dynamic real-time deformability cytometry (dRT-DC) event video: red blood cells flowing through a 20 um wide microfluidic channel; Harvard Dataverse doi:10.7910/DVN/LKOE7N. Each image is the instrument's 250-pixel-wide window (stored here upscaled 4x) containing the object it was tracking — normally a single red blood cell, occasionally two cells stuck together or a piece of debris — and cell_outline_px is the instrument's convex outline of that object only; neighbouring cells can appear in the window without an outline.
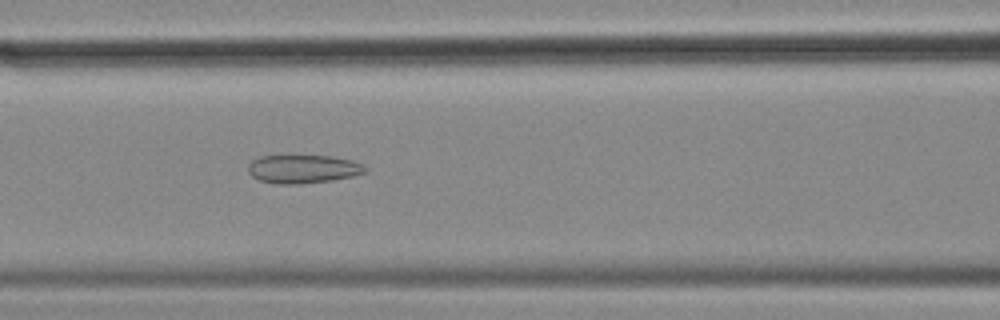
{"species": "common noctule bat (a hibernating species)", "species_latin": "Nyctalus noctula", "temperature_condition": "cold", "stored_images_in_passage": 54, "camera_frame_rate_fps": 3000, "um_per_image_px": 0.085, "animal": {"sex": "female", "body_mass_g": 18.4}, "frame": {"image": 1, "passage_image": 23, "time_ms": 7.333, "image_size_px": [1000, 320], "cell_outline_px": [[368, 172], [352, 176], [332, 180], [296, 184], [276, 184], [260, 180], [252, 176], [248, 172], [248, 164], [252, 160], [260, 156], [332, 156], [352, 160], [364, 164], [368, 168]], "centroid_in_image_um": [25.79, 14.36], "position_along_channel_um": 140.8, "area_um2": 19.48}}
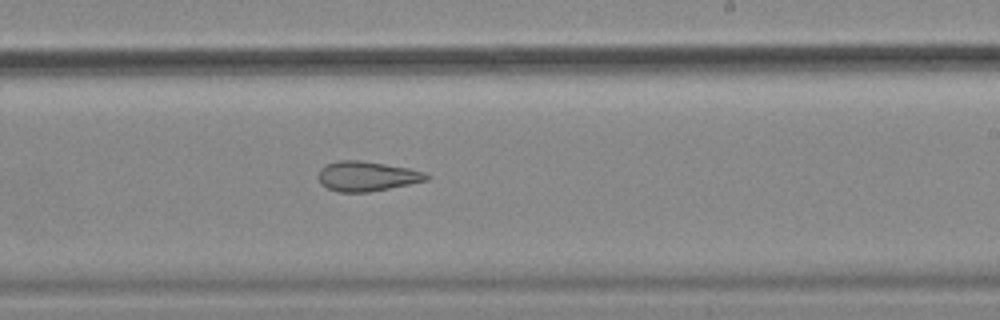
{"frame": {"image": 2, "passage_image": 33, "time_ms": 10.667, "image_size_px": [1000, 320], "cell_outline_px": [[432, 176], [428, 180], [368, 192], [340, 192], [328, 188], [320, 184], [316, 176], [320, 168], [324, 164], [336, 160], [360, 160], [408, 168], [424, 172]], "centroid_in_image_um": [31.12, 14.97], "position_along_channel_um": 257.9, "area_um2": 18.9}}
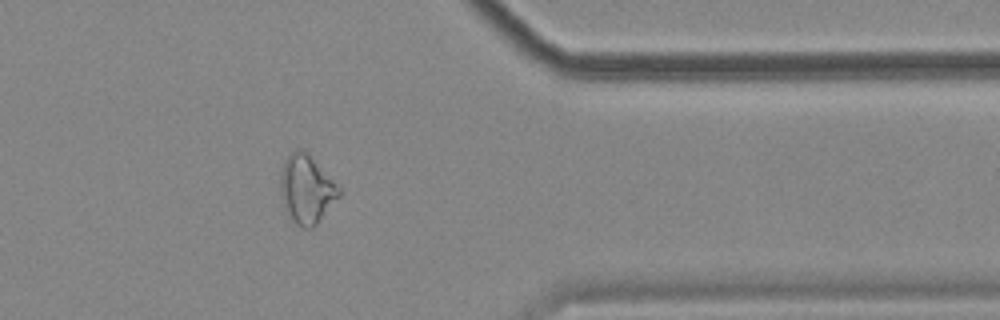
{"frame": {"image": 3, "passage_image": 45, "time_ms": 14.667, "image_size_px": [1000, 320], "cell_outline_px": [[340, 196], [316, 224], [312, 228], [304, 228], [296, 224], [292, 220], [284, 204], [280, 188], [280, 180], [284, 160], [296, 148], [304, 148], [308, 152], [340, 188]], "centroid_in_image_um": [26.06, 16.05], "position_along_channel_um": 385.3, "area_um2": 23.06}, "authors_computed_cell_mechanics": {"area_um2": 23.2645, "velocity_mm_per_s": 3.5319, "shape_relaxation_time_tau1_ms": null, "shape_relaxation_time_tau2_ms": 3.1377, "deformation_change_tau1": null, "deformation_change_tau2": 0.1185}}